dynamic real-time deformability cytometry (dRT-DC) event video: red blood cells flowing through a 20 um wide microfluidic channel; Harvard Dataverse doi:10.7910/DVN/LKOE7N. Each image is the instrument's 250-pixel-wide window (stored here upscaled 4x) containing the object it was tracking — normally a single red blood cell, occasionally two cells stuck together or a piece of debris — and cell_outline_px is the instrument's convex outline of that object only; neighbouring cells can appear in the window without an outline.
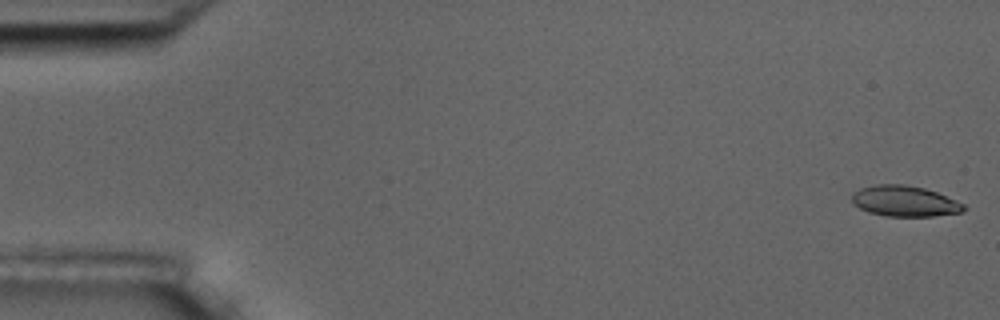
{"species": "common noctule bat (a hibernating species)", "species_latin": "Nyctalus noctula", "temperature_condition": "room temperature", "stored_images_in_passage": 8, "camera_frame_rate_fps": 3000, "um_per_image_px": 0.085, "animal": {"sex": "male", "body_mass_g": 17.5, "forearm_length_mm": 52.3}, "frame": {"image": 1, "passage_image": 1, "time_ms": 0.0, "image_size_px": [1000, 320], "cell_outline_px": [[968, 208], [960, 212], [932, 216], [884, 216], [868, 212], [852, 204], [852, 192], [860, 188], [876, 184], [904, 184], [924, 188], [936, 192], [964, 204]], "centroid_in_image_um": [76.85, 17.09], "position_along_channel_um": 8.1, "area_um2": 20.06}}
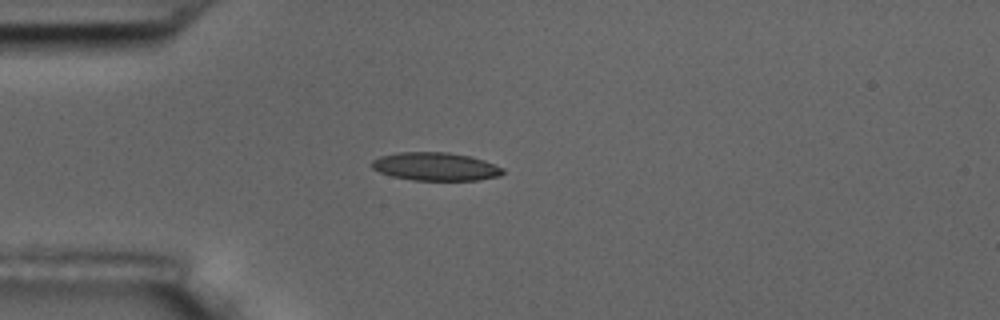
{"frame": {"image": 2, "passage_image": 5, "time_ms": 4.667, "image_size_px": [1000, 320], "cell_outline_px": [[504, 172], [500, 176], [476, 180], [412, 180], [392, 176], [380, 172], [372, 168], [372, 160], [380, 156], [400, 152], [448, 152], [468, 156], [484, 160], [504, 168]], "centroid_in_image_um": [37.03, 14.16], "position_along_channel_um": 48.0, "area_um2": 21.44}}